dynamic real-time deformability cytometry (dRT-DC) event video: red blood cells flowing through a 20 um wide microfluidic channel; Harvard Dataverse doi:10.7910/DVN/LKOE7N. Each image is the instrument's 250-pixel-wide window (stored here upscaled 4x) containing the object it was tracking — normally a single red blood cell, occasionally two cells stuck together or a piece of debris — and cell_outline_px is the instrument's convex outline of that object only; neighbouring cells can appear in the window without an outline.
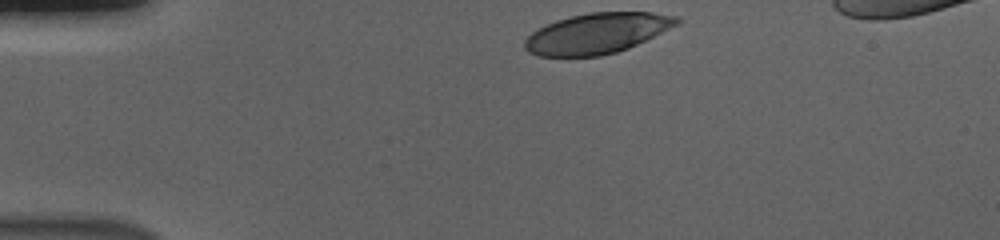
{"species": "human", "species_latin": "Homo sapiens", "temperature_condition": "cold", "stored_images_in_passage": 36, "camera_frame_rate_fps": 3000, "um_per_image_px": 0.085, "donor": {"sex": "male"}, "frame": {"image": 1, "passage_image": 1, "time_ms": 0.0, "image_size_px": [1000, 240], "cell_outline_px": [[680, 24], [628, 48], [616, 52], [600, 56], [536, 56], [528, 52], [524, 48], [524, 40], [532, 32], [556, 20], [588, 12], [652, 12], [680, 16]], "centroid_in_image_um": [50.77, 2.83], "position_along_channel_um": 34.2, "area_um2": 35.89}}
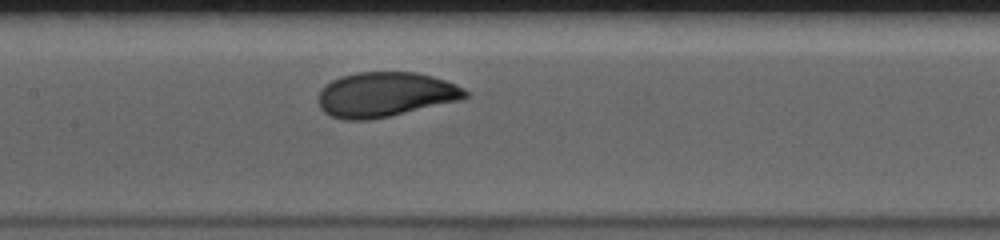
{"frame": {"image": 2, "passage_image": 17, "time_ms": 5.333, "image_size_px": [1000, 240], "cell_outline_px": [[472, 92], [464, 100], [388, 116], [368, 120], [344, 120], [332, 116], [324, 112], [320, 108], [316, 100], [324, 84], [340, 76], [356, 72], [416, 72], [432, 76], [456, 84]], "centroid_in_image_um": [32.76, 8.03], "position_along_channel_um": 174.6, "area_um2": 38.78}}
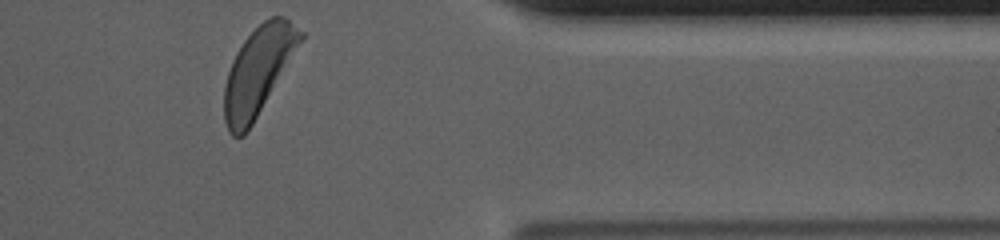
{"frame": {"image": 3, "passage_image": 36, "time_ms": 11.667, "image_size_px": [1000, 240], "cell_outline_px": [[304, 40], [252, 124], [244, 136], [232, 136], [228, 132], [224, 120], [224, 84], [232, 60], [236, 52], [244, 40], [264, 20], [272, 16], [284, 16], [304, 32]], "centroid_in_image_um": [21.96, 6.03], "position_along_channel_um": 389.4, "area_um2": 38.96}, "authors_computed_cell_mechanics": {"area_um2": 38.5237, "velocity_mm_per_s": 3.6405, "shape_relaxation_time_tau1_ms": 3.0453, "shape_relaxation_time_tau2_ms": null, "deformation_change_tau1": 0.1732, "deformation_change_tau2": null}}